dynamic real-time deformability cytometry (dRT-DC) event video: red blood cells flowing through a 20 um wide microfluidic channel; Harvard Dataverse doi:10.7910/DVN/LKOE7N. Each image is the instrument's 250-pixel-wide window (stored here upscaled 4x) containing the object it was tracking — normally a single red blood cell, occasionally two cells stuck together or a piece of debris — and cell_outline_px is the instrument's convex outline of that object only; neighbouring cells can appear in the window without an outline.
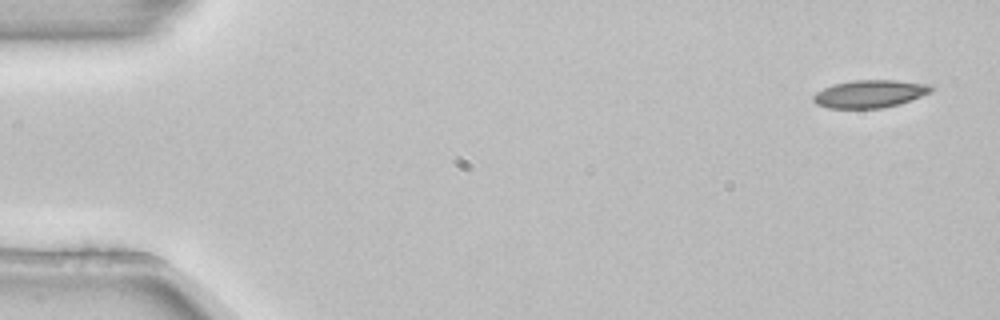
{"species": "common noctule bat (a hibernating species)", "species_latin": "Nyctalus noctula", "temperature_condition": "room temperature", "stored_images_in_passage": 4, "camera_frame_rate_fps": 3000, "um_per_image_px": 0.085, "animal": {"sex": "female", "body_mass_g": 22.7, "forearm_length_mm": 54.2}, "frame": {"image": 1, "passage_image": 1, "time_ms": 0.0, "image_size_px": [1000, 320], "cell_outline_px": [[936, 88], [932, 92], [912, 100], [900, 104], [884, 108], [828, 108], [816, 104], [812, 100], [812, 96], [816, 92], [832, 84], [852, 80], [896, 80], [928, 84]], "centroid_in_image_um": [73.95, 7.97], "position_along_channel_um": 11.0, "area_um2": 19.31}}